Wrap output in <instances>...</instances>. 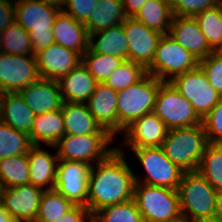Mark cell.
<instances>
[{
	"instance_id": "1",
	"label": "cell",
	"mask_w": 222,
	"mask_h": 222,
	"mask_svg": "<svg viewBox=\"0 0 222 222\" xmlns=\"http://www.w3.org/2000/svg\"><path fill=\"white\" fill-rule=\"evenodd\" d=\"M135 176L121 149L116 147L104 160L97 163L96 171L94 165L91 166L87 208L94 215L103 207L132 200Z\"/></svg>"
},
{
	"instance_id": "2",
	"label": "cell",
	"mask_w": 222,
	"mask_h": 222,
	"mask_svg": "<svg viewBox=\"0 0 222 222\" xmlns=\"http://www.w3.org/2000/svg\"><path fill=\"white\" fill-rule=\"evenodd\" d=\"M177 192L184 220L213 222L217 191L199 172H184Z\"/></svg>"
},
{
	"instance_id": "3",
	"label": "cell",
	"mask_w": 222,
	"mask_h": 222,
	"mask_svg": "<svg viewBox=\"0 0 222 222\" xmlns=\"http://www.w3.org/2000/svg\"><path fill=\"white\" fill-rule=\"evenodd\" d=\"M209 144L203 123L186 128L168 130L162 144L167 158L184 172L198 170L202 156Z\"/></svg>"
},
{
	"instance_id": "4",
	"label": "cell",
	"mask_w": 222,
	"mask_h": 222,
	"mask_svg": "<svg viewBox=\"0 0 222 222\" xmlns=\"http://www.w3.org/2000/svg\"><path fill=\"white\" fill-rule=\"evenodd\" d=\"M15 21L29 34L33 55L55 44L53 23L60 9L42 0L14 2Z\"/></svg>"
},
{
	"instance_id": "5",
	"label": "cell",
	"mask_w": 222,
	"mask_h": 222,
	"mask_svg": "<svg viewBox=\"0 0 222 222\" xmlns=\"http://www.w3.org/2000/svg\"><path fill=\"white\" fill-rule=\"evenodd\" d=\"M133 200L144 222L182 220L177 190L135 183Z\"/></svg>"
},
{
	"instance_id": "6",
	"label": "cell",
	"mask_w": 222,
	"mask_h": 222,
	"mask_svg": "<svg viewBox=\"0 0 222 222\" xmlns=\"http://www.w3.org/2000/svg\"><path fill=\"white\" fill-rule=\"evenodd\" d=\"M159 87L160 80L147 73L136 84L118 91V132L145 114L153 112Z\"/></svg>"
},
{
	"instance_id": "7",
	"label": "cell",
	"mask_w": 222,
	"mask_h": 222,
	"mask_svg": "<svg viewBox=\"0 0 222 222\" xmlns=\"http://www.w3.org/2000/svg\"><path fill=\"white\" fill-rule=\"evenodd\" d=\"M153 112L169 130L193 127L202 123L193 105L169 81H160Z\"/></svg>"
},
{
	"instance_id": "8",
	"label": "cell",
	"mask_w": 222,
	"mask_h": 222,
	"mask_svg": "<svg viewBox=\"0 0 222 222\" xmlns=\"http://www.w3.org/2000/svg\"><path fill=\"white\" fill-rule=\"evenodd\" d=\"M198 66L199 60L180 46L169 34H166L162 35L154 59L146 71L160 81H169L173 77L194 70ZM168 75L170 79H167L166 76Z\"/></svg>"
},
{
	"instance_id": "9",
	"label": "cell",
	"mask_w": 222,
	"mask_h": 222,
	"mask_svg": "<svg viewBox=\"0 0 222 222\" xmlns=\"http://www.w3.org/2000/svg\"><path fill=\"white\" fill-rule=\"evenodd\" d=\"M169 82L193 105L202 120L222 98L210 85L206 73L200 66L173 77Z\"/></svg>"
},
{
	"instance_id": "10",
	"label": "cell",
	"mask_w": 222,
	"mask_h": 222,
	"mask_svg": "<svg viewBox=\"0 0 222 222\" xmlns=\"http://www.w3.org/2000/svg\"><path fill=\"white\" fill-rule=\"evenodd\" d=\"M111 134L65 135L55 145L59 160L81 161L91 164L104 160L115 148L107 149Z\"/></svg>"
},
{
	"instance_id": "11",
	"label": "cell",
	"mask_w": 222,
	"mask_h": 222,
	"mask_svg": "<svg viewBox=\"0 0 222 222\" xmlns=\"http://www.w3.org/2000/svg\"><path fill=\"white\" fill-rule=\"evenodd\" d=\"M132 150L147 172L144 182L135 176L136 183L177 190L184 171L167 158L162 147L132 148Z\"/></svg>"
},
{
	"instance_id": "12",
	"label": "cell",
	"mask_w": 222,
	"mask_h": 222,
	"mask_svg": "<svg viewBox=\"0 0 222 222\" xmlns=\"http://www.w3.org/2000/svg\"><path fill=\"white\" fill-rule=\"evenodd\" d=\"M40 79L35 55L0 53V92L15 93Z\"/></svg>"
},
{
	"instance_id": "13",
	"label": "cell",
	"mask_w": 222,
	"mask_h": 222,
	"mask_svg": "<svg viewBox=\"0 0 222 222\" xmlns=\"http://www.w3.org/2000/svg\"><path fill=\"white\" fill-rule=\"evenodd\" d=\"M90 169L85 162L58 160L54 189L74 205L87 207Z\"/></svg>"
},
{
	"instance_id": "14",
	"label": "cell",
	"mask_w": 222,
	"mask_h": 222,
	"mask_svg": "<svg viewBox=\"0 0 222 222\" xmlns=\"http://www.w3.org/2000/svg\"><path fill=\"white\" fill-rule=\"evenodd\" d=\"M44 190L32 184L2 188L0 203L16 222H34Z\"/></svg>"
},
{
	"instance_id": "15",
	"label": "cell",
	"mask_w": 222,
	"mask_h": 222,
	"mask_svg": "<svg viewBox=\"0 0 222 222\" xmlns=\"http://www.w3.org/2000/svg\"><path fill=\"white\" fill-rule=\"evenodd\" d=\"M122 25L128 40V61L147 68L154 59L163 34L148 28L134 17H127Z\"/></svg>"
},
{
	"instance_id": "16",
	"label": "cell",
	"mask_w": 222,
	"mask_h": 222,
	"mask_svg": "<svg viewBox=\"0 0 222 222\" xmlns=\"http://www.w3.org/2000/svg\"><path fill=\"white\" fill-rule=\"evenodd\" d=\"M40 78L59 81L82 62V56L58 44L50 45L35 54Z\"/></svg>"
},
{
	"instance_id": "17",
	"label": "cell",
	"mask_w": 222,
	"mask_h": 222,
	"mask_svg": "<svg viewBox=\"0 0 222 222\" xmlns=\"http://www.w3.org/2000/svg\"><path fill=\"white\" fill-rule=\"evenodd\" d=\"M168 34L199 61L214 52L194 16H174Z\"/></svg>"
},
{
	"instance_id": "18",
	"label": "cell",
	"mask_w": 222,
	"mask_h": 222,
	"mask_svg": "<svg viewBox=\"0 0 222 222\" xmlns=\"http://www.w3.org/2000/svg\"><path fill=\"white\" fill-rule=\"evenodd\" d=\"M168 128L154 113H148L135 120L125 132V141L130 148L161 147Z\"/></svg>"
},
{
	"instance_id": "19",
	"label": "cell",
	"mask_w": 222,
	"mask_h": 222,
	"mask_svg": "<svg viewBox=\"0 0 222 222\" xmlns=\"http://www.w3.org/2000/svg\"><path fill=\"white\" fill-rule=\"evenodd\" d=\"M35 115L61 108L62 98L58 81L40 78L18 92Z\"/></svg>"
},
{
	"instance_id": "20",
	"label": "cell",
	"mask_w": 222,
	"mask_h": 222,
	"mask_svg": "<svg viewBox=\"0 0 222 222\" xmlns=\"http://www.w3.org/2000/svg\"><path fill=\"white\" fill-rule=\"evenodd\" d=\"M117 94L118 91L106 84L98 83L91 97L85 102L96 121L114 137L118 132Z\"/></svg>"
},
{
	"instance_id": "21",
	"label": "cell",
	"mask_w": 222,
	"mask_h": 222,
	"mask_svg": "<svg viewBox=\"0 0 222 222\" xmlns=\"http://www.w3.org/2000/svg\"><path fill=\"white\" fill-rule=\"evenodd\" d=\"M55 44L78 52L81 56L89 48V34L84 23L60 10L53 23Z\"/></svg>"
},
{
	"instance_id": "22",
	"label": "cell",
	"mask_w": 222,
	"mask_h": 222,
	"mask_svg": "<svg viewBox=\"0 0 222 222\" xmlns=\"http://www.w3.org/2000/svg\"><path fill=\"white\" fill-rule=\"evenodd\" d=\"M58 83L63 102L84 104L98 84L82 62L63 76Z\"/></svg>"
},
{
	"instance_id": "23",
	"label": "cell",
	"mask_w": 222,
	"mask_h": 222,
	"mask_svg": "<svg viewBox=\"0 0 222 222\" xmlns=\"http://www.w3.org/2000/svg\"><path fill=\"white\" fill-rule=\"evenodd\" d=\"M65 135L110 134L96 121L84 103L63 102Z\"/></svg>"
},
{
	"instance_id": "24",
	"label": "cell",
	"mask_w": 222,
	"mask_h": 222,
	"mask_svg": "<svg viewBox=\"0 0 222 222\" xmlns=\"http://www.w3.org/2000/svg\"><path fill=\"white\" fill-rule=\"evenodd\" d=\"M41 145H33L28 152L29 161V184L44 189V185L51 184L45 190L54 189L56 180V169L58 161L57 153L52 156L48 151L42 149Z\"/></svg>"
},
{
	"instance_id": "25",
	"label": "cell",
	"mask_w": 222,
	"mask_h": 222,
	"mask_svg": "<svg viewBox=\"0 0 222 222\" xmlns=\"http://www.w3.org/2000/svg\"><path fill=\"white\" fill-rule=\"evenodd\" d=\"M65 136L62 109L35 115L29 137L33 145L42 142L49 146L55 145Z\"/></svg>"
},
{
	"instance_id": "26",
	"label": "cell",
	"mask_w": 222,
	"mask_h": 222,
	"mask_svg": "<svg viewBox=\"0 0 222 222\" xmlns=\"http://www.w3.org/2000/svg\"><path fill=\"white\" fill-rule=\"evenodd\" d=\"M35 114L18 92L3 93L1 121L15 130L30 134Z\"/></svg>"
},
{
	"instance_id": "27",
	"label": "cell",
	"mask_w": 222,
	"mask_h": 222,
	"mask_svg": "<svg viewBox=\"0 0 222 222\" xmlns=\"http://www.w3.org/2000/svg\"><path fill=\"white\" fill-rule=\"evenodd\" d=\"M97 40L95 42V37ZM89 48L96 53L128 60V40L123 25H116L89 35Z\"/></svg>"
},
{
	"instance_id": "28",
	"label": "cell",
	"mask_w": 222,
	"mask_h": 222,
	"mask_svg": "<svg viewBox=\"0 0 222 222\" xmlns=\"http://www.w3.org/2000/svg\"><path fill=\"white\" fill-rule=\"evenodd\" d=\"M127 15L122 0H98L89 19L84 23L88 34L123 24Z\"/></svg>"
},
{
	"instance_id": "29",
	"label": "cell",
	"mask_w": 222,
	"mask_h": 222,
	"mask_svg": "<svg viewBox=\"0 0 222 222\" xmlns=\"http://www.w3.org/2000/svg\"><path fill=\"white\" fill-rule=\"evenodd\" d=\"M173 17L170 0H147L134 16L148 28L163 35L168 34Z\"/></svg>"
},
{
	"instance_id": "30",
	"label": "cell",
	"mask_w": 222,
	"mask_h": 222,
	"mask_svg": "<svg viewBox=\"0 0 222 222\" xmlns=\"http://www.w3.org/2000/svg\"><path fill=\"white\" fill-rule=\"evenodd\" d=\"M28 154L0 159V185L2 188L29 184Z\"/></svg>"
},
{
	"instance_id": "31",
	"label": "cell",
	"mask_w": 222,
	"mask_h": 222,
	"mask_svg": "<svg viewBox=\"0 0 222 222\" xmlns=\"http://www.w3.org/2000/svg\"><path fill=\"white\" fill-rule=\"evenodd\" d=\"M194 17L209 46L214 51H222V3L197 13Z\"/></svg>"
},
{
	"instance_id": "32",
	"label": "cell",
	"mask_w": 222,
	"mask_h": 222,
	"mask_svg": "<svg viewBox=\"0 0 222 222\" xmlns=\"http://www.w3.org/2000/svg\"><path fill=\"white\" fill-rule=\"evenodd\" d=\"M75 205L55 189L44 190L40 198L37 218L34 222H53Z\"/></svg>"
},
{
	"instance_id": "33",
	"label": "cell",
	"mask_w": 222,
	"mask_h": 222,
	"mask_svg": "<svg viewBox=\"0 0 222 222\" xmlns=\"http://www.w3.org/2000/svg\"><path fill=\"white\" fill-rule=\"evenodd\" d=\"M216 190H222V144L209 143L197 170Z\"/></svg>"
},
{
	"instance_id": "34",
	"label": "cell",
	"mask_w": 222,
	"mask_h": 222,
	"mask_svg": "<svg viewBox=\"0 0 222 222\" xmlns=\"http://www.w3.org/2000/svg\"><path fill=\"white\" fill-rule=\"evenodd\" d=\"M33 146L28 134L0 121V159L28 154Z\"/></svg>"
},
{
	"instance_id": "35",
	"label": "cell",
	"mask_w": 222,
	"mask_h": 222,
	"mask_svg": "<svg viewBox=\"0 0 222 222\" xmlns=\"http://www.w3.org/2000/svg\"><path fill=\"white\" fill-rule=\"evenodd\" d=\"M124 61L123 58L115 55L93 52L90 48L82 55V63L98 83H104L109 75Z\"/></svg>"
},
{
	"instance_id": "36",
	"label": "cell",
	"mask_w": 222,
	"mask_h": 222,
	"mask_svg": "<svg viewBox=\"0 0 222 222\" xmlns=\"http://www.w3.org/2000/svg\"><path fill=\"white\" fill-rule=\"evenodd\" d=\"M146 74L147 71L143 65L126 60L109 75L104 84L115 91H120L136 84Z\"/></svg>"
},
{
	"instance_id": "37",
	"label": "cell",
	"mask_w": 222,
	"mask_h": 222,
	"mask_svg": "<svg viewBox=\"0 0 222 222\" xmlns=\"http://www.w3.org/2000/svg\"><path fill=\"white\" fill-rule=\"evenodd\" d=\"M93 222H144L135 201L103 207L93 215Z\"/></svg>"
},
{
	"instance_id": "38",
	"label": "cell",
	"mask_w": 222,
	"mask_h": 222,
	"mask_svg": "<svg viewBox=\"0 0 222 222\" xmlns=\"http://www.w3.org/2000/svg\"><path fill=\"white\" fill-rule=\"evenodd\" d=\"M2 36V53L12 55H33L30 34L16 21H13L4 31H2Z\"/></svg>"
},
{
	"instance_id": "39",
	"label": "cell",
	"mask_w": 222,
	"mask_h": 222,
	"mask_svg": "<svg viewBox=\"0 0 222 222\" xmlns=\"http://www.w3.org/2000/svg\"><path fill=\"white\" fill-rule=\"evenodd\" d=\"M210 85L222 97V51H214L199 61Z\"/></svg>"
},
{
	"instance_id": "40",
	"label": "cell",
	"mask_w": 222,
	"mask_h": 222,
	"mask_svg": "<svg viewBox=\"0 0 222 222\" xmlns=\"http://www.w3.org/2000/svg\"><path fill=\"white\" fill-rule=\"evenodd\" d=\"M174 16H195L222 3V0H170Z\"/></svg>"
},
{
	"instance_id": "41",
	"label": "cell",
	"mask_w": 222,
	"mask_h": 222,
	"mask_svg": "<svg viewBox=\"0 0 222 222\" xmlns=\"http://www.w3.org/2000/svg\"><path fill=\"white\" fill-rule=\"evenodd\" d=\"M208 142L222 144V98L202 120Z\"/></svg>"
},
{
	"instance_id": "42",
	"label": "cell",
	"mask_w": 222,
	"mask_h": 222,
	"mask_svg": "<svg viewBox=\"0 0 222 222\" xmlns=\"http://www.w3.org/2000/svg\"><path fill=\"white\" fill-rule=\"evenodd\" d=\"M98 0H67L66 7L63 11L71 15L76 21L85 23L91 12L96 7Z\"/></svg>"
},
{
	"instance_id": "43",
	"label": "cell",
	"mask_w": 222,
	"mask_h": 222,
	"mask_svg": "<svg viewBox=\"0 0 222 222\" xmlns=\"http://www.w3.org/2000/svg\"><path fill=\"white\" fill-rule=\"evenodd\" d=\"M86 216L89 217L87 222H93V214L86 206L75 205L67 213L53 222H86Z\"/></svg>"
},
{
	"instance_id": "44",
	"label": "cell",
	"mask_w": 222,
	"mask_h": 222,
	"mask_svg": "<svg viewBox=\"0 0 222 222\" xmlns=\"http://www.w3.org/2000/svg\"><path fill=\"white\" fill-rule=\"evenodd\" d=\"M13 21H15L14 2L0 0V32L4 31Z\"/></svg>"
},
{
	"instance_id": "45",
	"label": "cell",
	"mask_w": 222,
	"mask_h": 222,
	"mask_svg": "<svg viewBox=\"0 0 222 222\" xmlns=\"http://www.w3.org/2000/svg\"><path fill=\"white\" fill-rule=\"evenodd\" d=\"M147 0H122L127 17H134Z\"/></svg>"
},
{
	"instance_id": "46",
	"label": "cell",
	"mask_w": 222,
	"mask_h": 222,
	"mask_svg": "<svg viewBox=\"0 0 222 222\" xmlns=\"http://www.w3.org/2000/svg\"><path fill=\"white\" fill-rule=\"evenodd\" d=\"M213 222H222V190L216 192V206Z\"/></svg>"
},
{
	"instance_id": "47",
	"label": "cell",
	"mask_w": 222,
	"mask_h": 222,
	"mask_svg": "<svg viewBox=\"0 0 222 222\" xmlns=\"http://www.w3.org/2000/svg\"><path fill=\"white\" fill-rule=\"evenodd\" d=\"M44 1L46 4L55 6L57 8H59L60 10H63L64 7L67 4V0H42Z\"/></svg>"
},
{
	"instance_id": "48",
	"label": "cell",
	"mask_w": 222,
	"mask_h": 222,
	"mask_svg": "<svg viewBox=\"0 0 222 222\" xmlns=\"http://www.w3.org/2000/svg\"><path fill=\"white\" fill-rule=\"evenodd\" d=\"M0 222H16L8 215V213L6 212L1 203H0Z\"/></svg>"
},
{
	"instance_id": "49",
	"label": "cell",
	"mask_w": 222,
	"mask_h": 222,
	"mask_svg": "<svg viewBox=\"0 0 222 222\" xmlns=\"http://www.w3.org/2000/svg\"><path fill=\"white\" fill-rule=\"evenodd\" d=\"M2 95L3 93L0 92V121H1V114H2Z\"/></svg>"
},
{
	"instance_id": "50",
	"label": "cell",
	"mask_w": 222,
	"mask_h": 222,
	"mask_svg": "<svg viewBox=\"0 0 222 222\" xmlns=\"http://www.w3.org/2000/svg\"><path fill=\"white\" fill-rule=\"evenodd\" d=\"M177 222H192V221H187V220L182 219V220L177 221Z\"/></svg>"
}]
</instances>
